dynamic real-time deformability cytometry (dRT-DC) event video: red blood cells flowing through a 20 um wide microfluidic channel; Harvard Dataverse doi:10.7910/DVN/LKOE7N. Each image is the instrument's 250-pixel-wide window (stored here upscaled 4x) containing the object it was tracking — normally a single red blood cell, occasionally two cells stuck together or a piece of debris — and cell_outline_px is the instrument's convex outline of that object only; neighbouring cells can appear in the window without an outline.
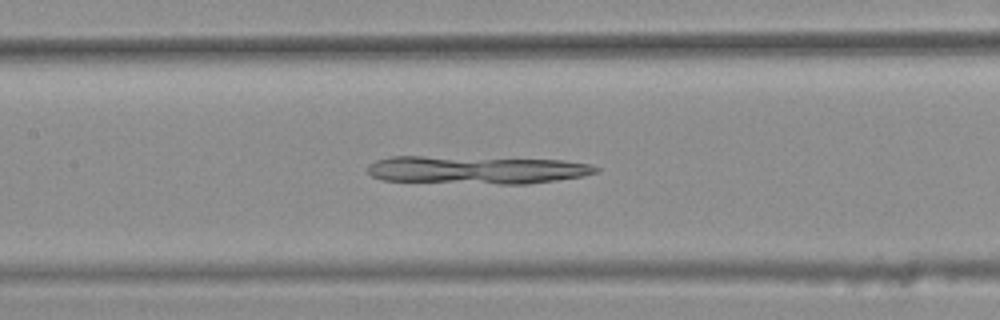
{"species": "common noctule bat (a hibernating species)", "species_latin": "Nyctalus noctula", "temperature_condition": "warm", "stored_images_in_passage": 37, "camera_frame_rate_fps": 3000, "um_per_image_px": 0.085, "animal": {"sex": "female", "body_mass_g": 25.1}, "frame": {"image": 1, "passage_image": 16, "time_ms": 5.0, "image_size_px": [1000, 320], "cell_outline_px": [[600, 172], [580, 176], [556, 180], [528, 184], [500, 184], [380, 180], [372, 176], [368, 172], [368, 164], [376, 160], [392, 156], [424, 156], [560, 160], [592, 164], [600, 168]], "centroid_in_image_um": [40.5, 14.44], "position_along_channel_um": 166.9, "area_um2": 37.17}}
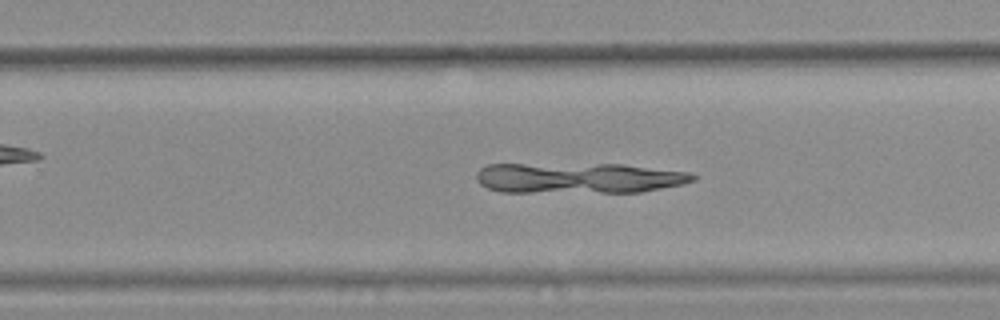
{"frame": {"image": 2, "passage_image": 25, "time_ms": 8.0, "image_size_px": [1000, 320], "cell_outline_px": [[696, 180], [684, 184], [640, 192], [500, 192], [488, 188], [480, 184], [476, 180], [476, 172], [484, 164], [624, 164], [692, 172], [696, 176]], "centroid_in_image_um": [49.19, 15.12], "position_along_channel_um": 280.6, "area_um2": 39.07}}
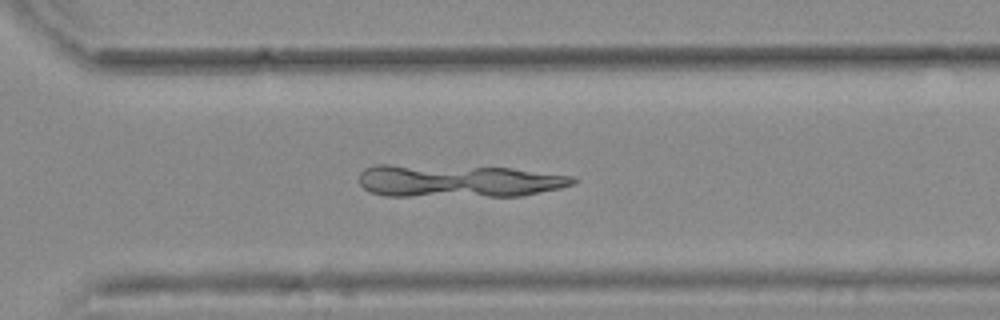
{"frame": {"image": 3, "passage_image": 29, "time_ms": 9.333, "image_size_px": [1000, 320], "cell_outline_px": [[576, 180], [572, 184], [560, 188], [520, 196], [384, 196], [368, 192], [360, 184], [360, 172], [364, 168], [376, 164], [388, 164], [512, 168], [572, 176]], "centroid_in_image_um": [38.87, 15.38], "position_along_channel_um": 331.7, "area_um2": 40.81}}